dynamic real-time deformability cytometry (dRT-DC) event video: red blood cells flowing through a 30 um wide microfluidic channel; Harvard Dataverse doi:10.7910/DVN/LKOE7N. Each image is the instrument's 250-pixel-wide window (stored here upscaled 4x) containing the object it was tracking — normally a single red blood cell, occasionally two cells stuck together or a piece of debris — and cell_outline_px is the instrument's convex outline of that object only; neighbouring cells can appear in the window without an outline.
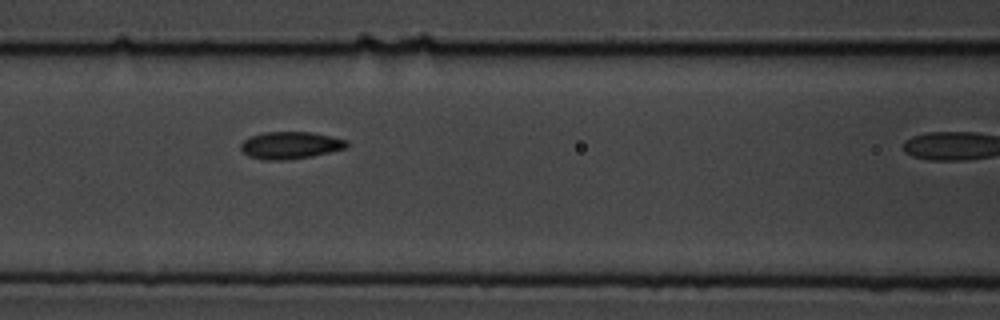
{"species": "common noctule bat (a hibernating species)", "species_latin": "Nyctalus noctula", "temperature_condition": "cold", "stored_images_in_passage": 6, "camera_frame_rate_fps": 3000, "um_per_image_px": 0.085, "animal": {"sex": "male", "body_mass_g": 19.5, "forearm_length_mm": 54.6}, "frame": {"image": 1, "passage_image": 5, "time_ms": 4.667, "image_size_px": [1000, 320], "cell_outline_px": [[348, 148], [312, 156], [284, 160], [264, 160], [248, 156], [240, 148], [240, 144], [244, 140], [252, 136], [264, 132], [312, 132], [332, 136], [348, 140]], "centroid_in_image_um": [24.71, 12.35], "position_along_channel_um": 141.9, "area_um2": 16.88}}